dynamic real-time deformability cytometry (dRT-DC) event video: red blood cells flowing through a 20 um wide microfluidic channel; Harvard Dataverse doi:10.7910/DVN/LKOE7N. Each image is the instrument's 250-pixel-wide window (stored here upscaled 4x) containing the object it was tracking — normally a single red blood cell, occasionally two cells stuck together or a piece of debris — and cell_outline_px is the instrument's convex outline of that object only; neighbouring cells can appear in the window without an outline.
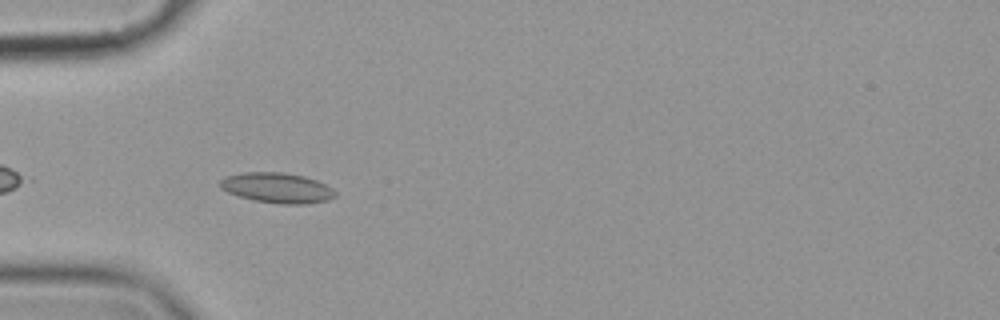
{"species": "common noctule bat (a hibernating species)", "species_latin": "Nyctalus noctula", "temperature_condition": "cold", "stored_images_in_passage": 42, "camera_frame_rate_fps": 3000, "um_per_image_px": 0.085, "animal": {"sex": "female", "body_mass_g": 19.9}, "frame": {"image": 1, "passage_image": 5, "time_ms": 1.333, "image_size_px": [1000, 320], "cell_outline_px": [[336, 196], [328, 200], [308, 204], [280, 204], [252, 200], [228, 192], [220, 188], [216, 184], [224, 176], [244, 172], [284, 172], [304, 176], [316, 180], [332, 188], [336, 192]], "centroid_in_image_um": [23.52, 15.96], "position_along_channel_um": 61.5, "area_um2": 20.52}}
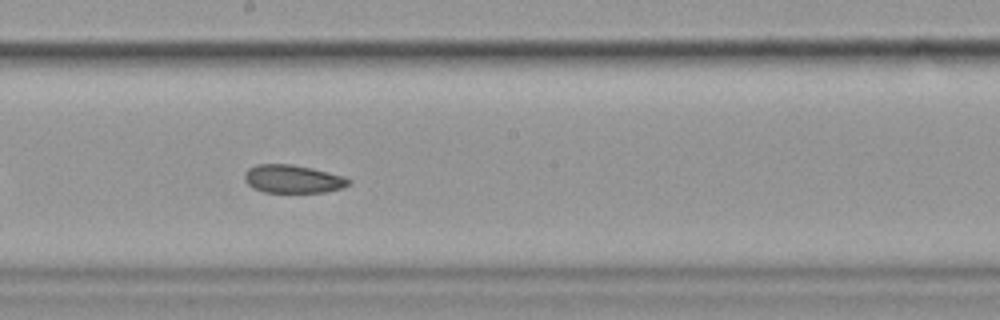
{"frame": {"image": 2, "passage_image": 19, "time_ms": 6.0, "image_size_px": [1000, 320], "cell_outline_px": [[352, 184], [344, 188], [324, 192], [264, 192], [252, 188], [244, 180], [244, 172], [248, 168], [256, 164], [292, 164], [312, 168], [344, 176], [352, 180]], "centroid_in_image_um": [24.9, 15.21], "position_along_channel_um": 223.3, "area_um2": 17.34}}
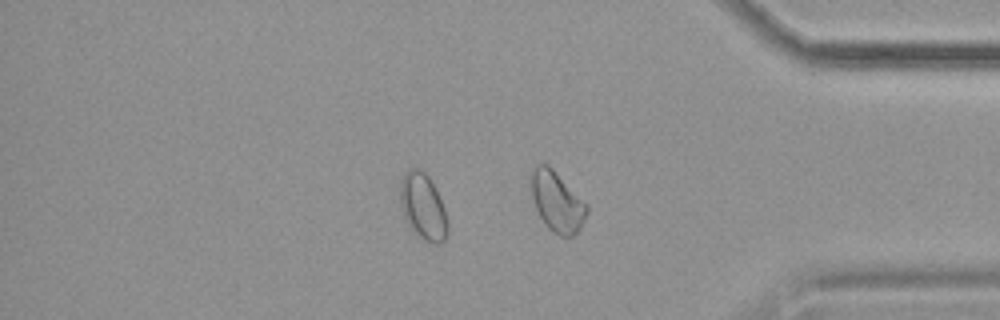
{"frame": {"image": 3, "passage_image": 34, "time_ms": 11.0, "image_size_px": [1000, 320], "cell_outline_px": [[448, 232], [444, 240], [440, 244], [432, 244], [424, 240], [408, 224], [404, 216], [400, 204], [400, 180], [404, 172], [408, 168], [420, 168], [428, 176], [444, 208], [448, 220]], "centroid_in_image_um": [35.95, 17.55], "position_along_channel_um": 399.3, "area_um2": 18.26}, "authors_computed_cell_mechanics": {"area_um2": 18.2359, "velocity_mm_per_s": 3.5463, "shape_relaxation_time_tau1_ms": null, "shape_relaxation_time_tau2_ms": 5.1304, "deformation_change_tau1": null, "deformation_change_tau2": 0.0975}}